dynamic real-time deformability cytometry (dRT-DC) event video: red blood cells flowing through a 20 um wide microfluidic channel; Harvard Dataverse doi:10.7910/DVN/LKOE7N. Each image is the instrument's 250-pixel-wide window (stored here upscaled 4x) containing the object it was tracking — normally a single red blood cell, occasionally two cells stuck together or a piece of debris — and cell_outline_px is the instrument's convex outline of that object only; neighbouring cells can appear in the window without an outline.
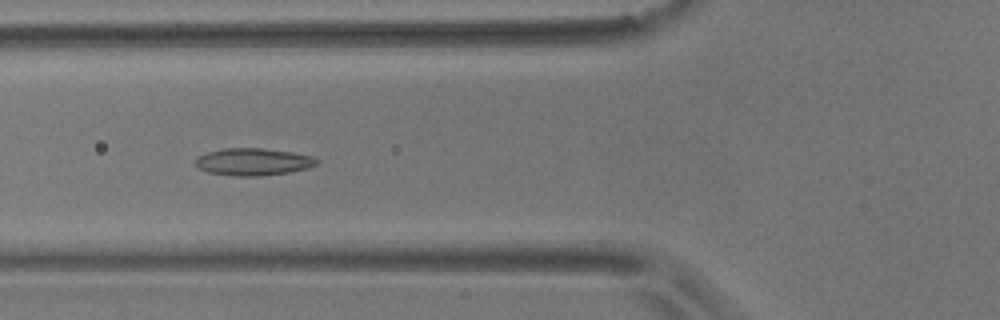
{"species": "common noctule bat (a hibernating species)", "species_latin": "Nyctalus noctula", "temperature_condition": "room temperature", "stored_images_in_passage": 9, "camera_frame_rate_fps": 3000, "um_per_image_px": 0.085, "animal": {"sex": "male", "body_mass_g": 17.9}, "frame": {"image": 1, "passage_image": 6, "time_ms": 1.667, "image_size_px": [1000, 320], "cell_outline_px": [[320, 160], [316, 164], [308, 168], [288, 172], [260, 176], [236, 176], [208, 172], [196, 168], [196, 156], [208, 152], [224, 148], [264, 148], [292, 152], [312, 156]], "centroid_in_image_um": [21.5, 13.75], "position_along_channel_um": 104.3, "area_um2": 19.31}}
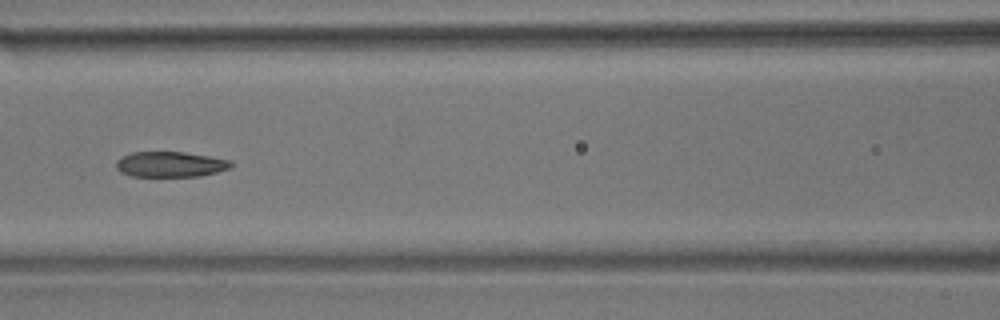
{"frame": {"image": 2, "passage_image": 7, "time_ms": 2.0, "image_size_px": [1000, 320], "cell_outline_px": [[232, 164], [228, 168], [216, 172], [200, 176], [132, 176], [120, 172], [116, 168], [116, 160], [132, 152], [184, 152], [232, 160]], "centroid_in_image_um": [14.46, 13.96], "position_along_channel_um": 152.1, "area_um2": 16.88}}
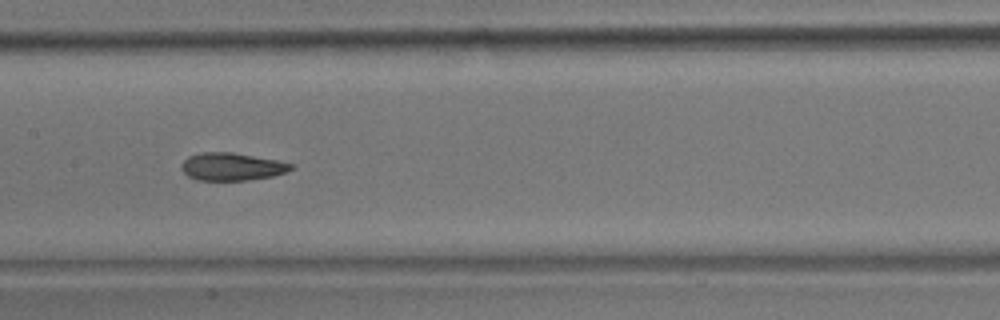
{"frame": {"image": 3, "passage_image": 8, "time_ms": 2.333, "image_size_px": [1000, 320], "cell_outline_px": [[292, 168], [284, 172], [272, 176], [248, 180], [196, 180], [188, 176], [180, 168], [180, 164], [188, 156], [204, 152], [232, 152], [276, 160], [292, 164]], "centroid_in_image_um": [19.64, 14.16], "position_along_channel_um": 187.8, "area_um2": 17.51}}